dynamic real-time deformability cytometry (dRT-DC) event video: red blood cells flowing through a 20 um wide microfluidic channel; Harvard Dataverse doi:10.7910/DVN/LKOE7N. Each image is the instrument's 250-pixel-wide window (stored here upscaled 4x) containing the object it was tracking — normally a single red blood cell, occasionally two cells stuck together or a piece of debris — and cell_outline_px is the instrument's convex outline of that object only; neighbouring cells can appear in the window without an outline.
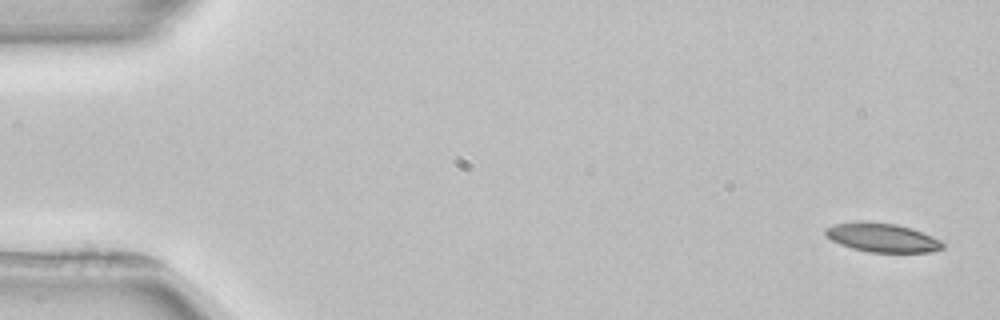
{"species": "common noctule bat (a hibernating species)", "species_latin": "Nyctalus noctula", "temperature_condition": "room temperature", "stored_images_in_passage": 4, "camera_frame_rate_fps": 3000, "um_per_image_px": 0.085, "animal": {"sex": "female", "body_mass_g": 22.7, "forearm_length_mm": 54.2}, "frame": {"image": 1, "passage_image": 1, "time_ms": 0.0, "image_size_px": [1000, 320], "cell_outline_px": [[944, 248], [932, 252], [868, 252], [852, 248], [840, 244], [832, 240], [824, 232], [824, 228], [832, 224], [856, 220], [864, 220], [896, 224], [912, 228], [932, 236], [940, 240], [944, 244]], "centroid_in_image_um": [74.96, 20.17], "position_along_channel_um": 10.0, "area_um2": 20.06}}
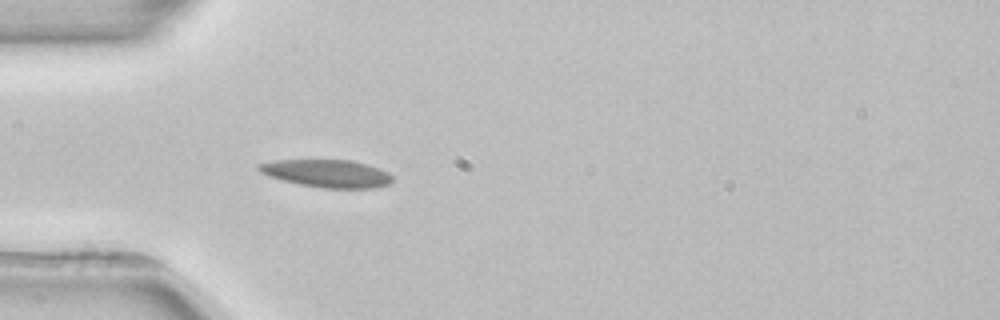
{"frame": {"image": 2, "passage_image": 4, "time_ms": 4.667, "image_size_px": [1000, 320], "cell_outline_px": [[392, 184], [372, 188], [324, 188], [300, 184], [280, 180], [268, 176], [260, 172], [256, 168], [256, 164], [272, 160], [352, 160], [368, 164], [388, 172], [392, 176]], "centroid_in_image_um": [27.77, 14.74], "position_along_channel_um": 57.2, "area_um2": 21.79}}